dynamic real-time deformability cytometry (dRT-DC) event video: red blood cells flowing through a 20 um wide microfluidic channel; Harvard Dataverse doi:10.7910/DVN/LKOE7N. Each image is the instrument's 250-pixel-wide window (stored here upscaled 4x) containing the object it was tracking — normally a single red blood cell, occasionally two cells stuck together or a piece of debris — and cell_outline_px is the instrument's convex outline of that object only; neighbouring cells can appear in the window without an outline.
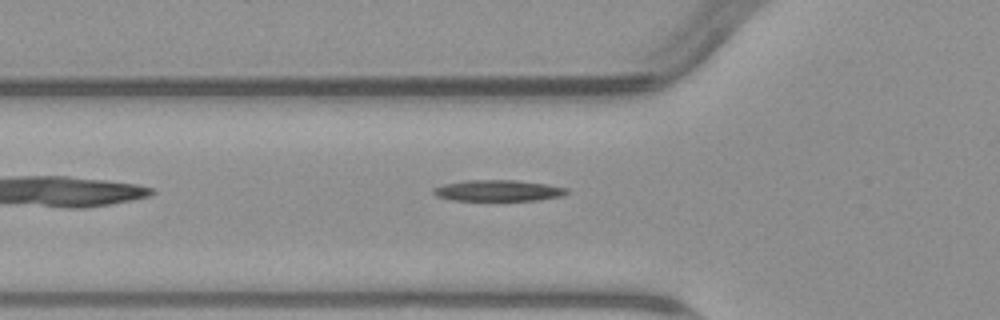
{"species": "common noctule bat (a hibernating species)", "species_latin": "Nyctalus noctula", "temperature_condition": "warm", "stored_images_in_passage": 5, "camera_frame_rate_fps": 3000, "um_per_image_px": 0.085, "animal": {"sex": "male", "body_mass_g": 23.1, "forearm_length_mm": 52.7}, "frame": {"image": 1, "passage_image": 5, "time_ms": 5.667, "image_size_px": [1000, 320], "cell_outline_px": [[568, 192], [564, 196], [536, 200], [452, 200], [436, 196], [432, 192], [432, 188], [444, 184], [468, 180], [516, 180], [548, 184], [568, 188]], "centroid_in_image_um": [42.36, 16.19], "position_along_channel_um": 83.4, "area_um2": 16.47}}